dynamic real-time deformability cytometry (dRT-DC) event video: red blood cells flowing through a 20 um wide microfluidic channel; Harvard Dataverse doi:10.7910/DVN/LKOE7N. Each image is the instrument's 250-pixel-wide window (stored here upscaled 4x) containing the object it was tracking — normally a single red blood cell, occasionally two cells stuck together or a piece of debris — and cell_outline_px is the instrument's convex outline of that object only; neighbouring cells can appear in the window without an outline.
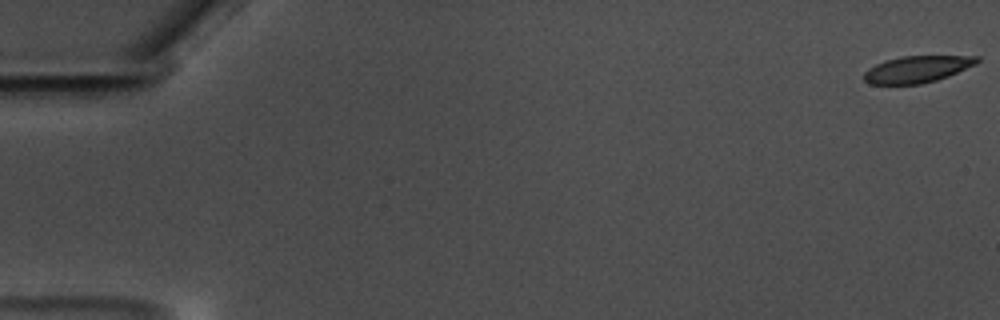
{"species": "common noctule bat (a hibernating species)", "species_latin": "Nyctalus noctula", "temperature_condition": "warm", "stored_images_in_passage": 12, "camera_frame_rate_fps": 3000, "um_per_image_px": 0.085, "animal": {"sex": "male", "body_mass_g": 17.5, "forearm_length_mm": 52.3}, "frame": {"image": 1, "passage_image": 1, "time_ms": 0.0, "image_size_px": [1000, 320], "cell_outline_px": [[980, 60], [976, 64], [948, 76], [936, 80], [920, 84], [868, 84], [864, 80], [864, 72], [868, 68], [884, 60], [900, 56], [980, 56]], "centroid_in_image_um": [77.94, 5.88], "position_along_channel_um": 7.1, "area_um2": 17.63}}